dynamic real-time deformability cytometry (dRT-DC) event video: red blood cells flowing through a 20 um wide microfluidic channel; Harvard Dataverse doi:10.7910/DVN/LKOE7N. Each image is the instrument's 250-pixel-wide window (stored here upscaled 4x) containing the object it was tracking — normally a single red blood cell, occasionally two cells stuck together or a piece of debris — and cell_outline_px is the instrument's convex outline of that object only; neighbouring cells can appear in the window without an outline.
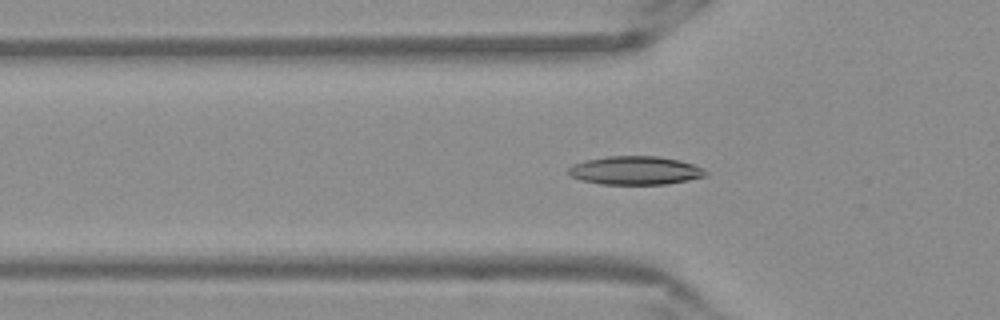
{"species": "Egyptian fruit bat (a non-hibernating species)", "species_latin": "Rousettus aegyptiacus", "temperature_condition": "warm", "stored_images_in_passage": 39, "segment_of_instrument_passage": [1, 2], "camera_frame_rate_fps": 3000, "um_per_image_px": 0.085, "frame": {"image": 1, "passage_image": 3, "time_ms": 0.667, "image_size_px": [1000, 320], "cell_outline_px": [[708, 176], [668, 184], [600, 184], [580, 180], [572, 176], [568, 172], [568, 168], [572, 164], [584, 160], [608, 156], [656, 156], [680, 160], [704, 168], [708, 172]], "centroid_in_image_um": [54.01, 14.49], "position_along_channel_um": 71.8, "area_um2": 22.95}}
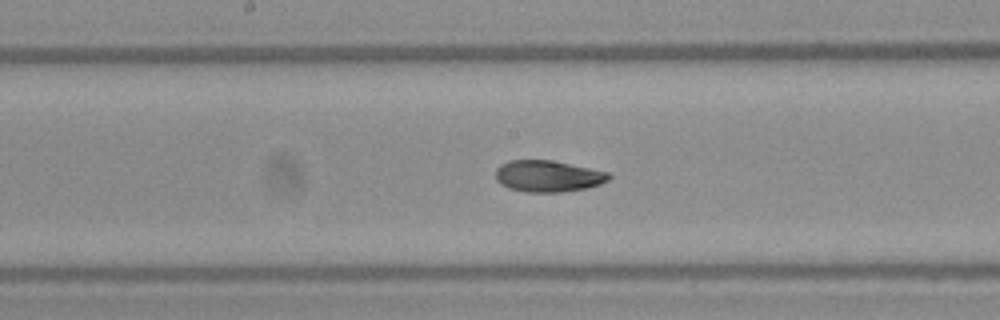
{"frame": {"image": 2, "passage_image": 13, "time_ms": 4.0, "image_size_px": [1000, 320], "cell_outline_px": [[612, 176], [608, 180], [600, 184], [588, 188], [564, 192], [528, 192], [508, 188], [500, 184], [496, 180], [496, 168], [500, 164], [508, 160], [552, 160], [608, 172]], "centroid_in_image_um": [46.56, 14.97], "position_along_channel_um": 201.6, "area_um2": 20.92}}
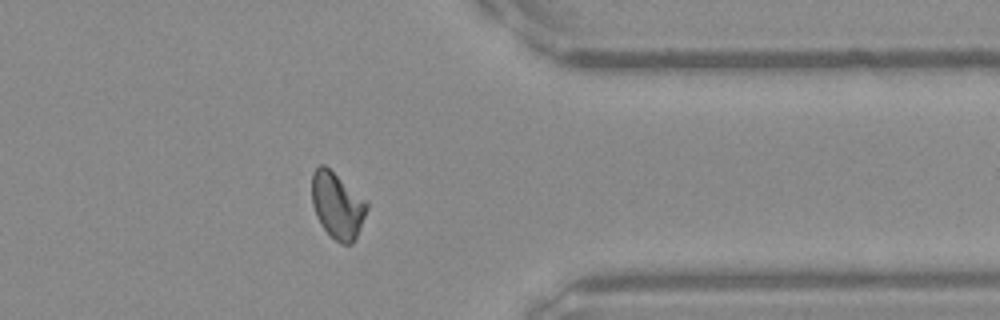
{"frame": {"image": 3, "passage_image": 28, "time_ms": 9.0, "image_size_px": [1000, 320], "cell_outline_px": [[368, 208], [360, 228], [352, 244], [340, 244], [320, 224], [316, 216], [312, 204], [312, 172], [320, 164], [324, 164], [368, 200]], "centroid_in_image_um": [28.68, 17.43], "position_along_channel_um": 382.7, "area_um2": 21.33}}